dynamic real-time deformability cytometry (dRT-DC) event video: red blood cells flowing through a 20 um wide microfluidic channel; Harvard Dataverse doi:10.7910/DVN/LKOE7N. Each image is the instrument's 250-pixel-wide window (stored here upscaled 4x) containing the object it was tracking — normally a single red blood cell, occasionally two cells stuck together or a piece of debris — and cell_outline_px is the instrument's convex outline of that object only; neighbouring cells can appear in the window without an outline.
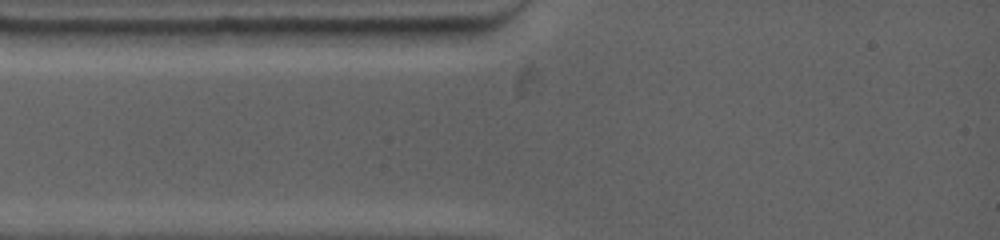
{"species": "common noctule bat (a hibernating species)", "species_latin": "Nyctalus noctula", "temperature_condition": "warm", "stored_images_in_passage": 2, "segment_of_instrument_passage": [1, 2], "camera_frame_rate_fps": 4500, "um_per_image_px": 0.085, "animal": {"sex": "female", "body_mass_g": 19.0, "forearm_length_mm": 53.3}, "frame": {"image": 1, "passage_image": 1, "time_ms": 0.0, "image_size_px": [1000, 240], "cell_outline_px": [[160, 32], [132, 44], [52, 44], [40, 32], [72, 28], [124, 28]], "centroid_in_image_um": [8.24, 3.06], "position_along_channel_um": 76.8, "area_um2": 11.16}}